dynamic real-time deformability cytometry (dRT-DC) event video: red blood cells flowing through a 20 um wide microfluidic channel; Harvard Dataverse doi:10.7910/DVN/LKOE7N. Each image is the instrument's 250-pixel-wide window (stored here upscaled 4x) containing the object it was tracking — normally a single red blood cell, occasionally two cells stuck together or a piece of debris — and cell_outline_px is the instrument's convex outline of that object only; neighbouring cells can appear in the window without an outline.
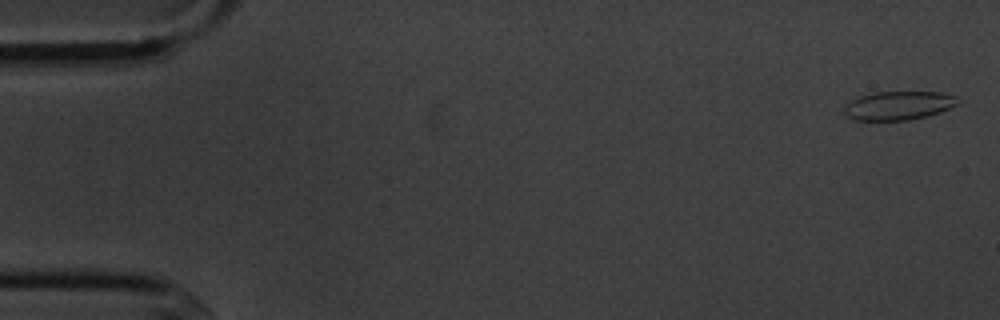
{"species": "common noctule bat (a hibernating species)", "species_latin": "Nyctalus noctula", "temperature_condition": "cold", "stored_images_in_passage": 5, "camera_frame_rate_fps": 3000, "um_per_image_px": 0.085, "animal": {"sex": "male", "body_mass_g": 20.1, "forearm_length_mm": 53.5}, "frame": {"image": 1, "passage_image": 1, "time_ms": 0.0, "image_size_px": [1000, 320], "cell_outline_px": [[960, 104], [940, 112], [928, 116], [908, 120], [856, 120], [844, 116], [844, 104], [860, 96], [872, 92], [940, 92], [956, 96], [960, 100]], "centroid_in_image_um": [76.38, 8.97], "position_along_channel_um": 8.6, "area_um2": 19.25}}
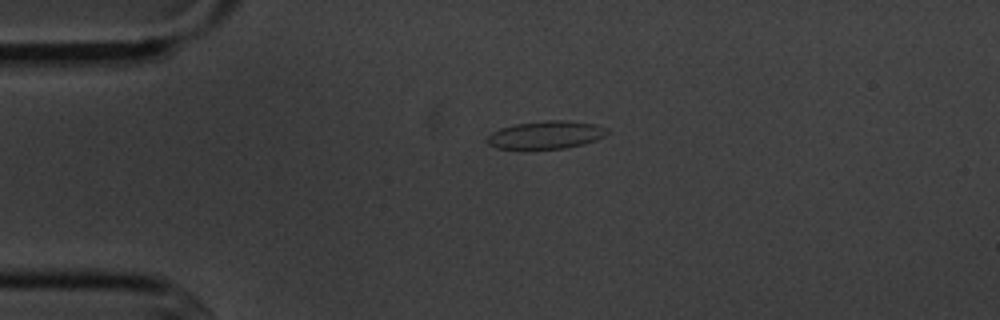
{"frame": {"image": 2, "passage_image": 4, "time_ms": 3.667, "image_size_px": [1000, 320], "cell_outline_px": [[608, 132], [604, 136], [596, 140], [584, 144], [568, 148], [496, 148], [488, 144], [484, 140], [492, 132], [500, 128], [516, 124], [544, 120], [568, 120], [596, 124], [608, 128]], "centroid_in_image_um": [46.42, 11.45], "position_along_channel_um": 38.6, "area_um2": 19.54}}